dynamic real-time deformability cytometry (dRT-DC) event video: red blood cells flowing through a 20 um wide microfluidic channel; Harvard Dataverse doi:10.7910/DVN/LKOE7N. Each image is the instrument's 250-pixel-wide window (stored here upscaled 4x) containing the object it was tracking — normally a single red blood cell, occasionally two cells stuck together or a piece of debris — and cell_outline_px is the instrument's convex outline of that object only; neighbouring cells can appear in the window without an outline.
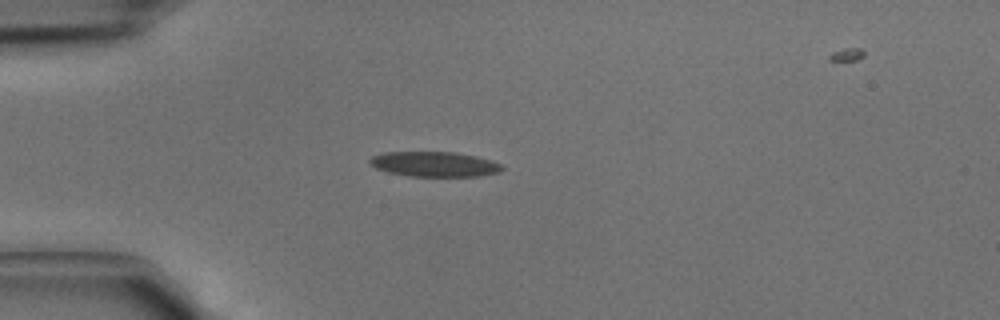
{"species": "common noctule bat (a hibernating species)", "species_latin": "Nyctalus noctula", "temperature_condition": "cold", "stored_images_in_passage": 3, "camera_frame_rate_fps": 3000, "um_per_image_px": 0.085, "animal": {"sex": "male", "body_mass_g": 15.6}, "frame": {"image": 1, "passage_image": 2, "time_ms": 0.333, "image_size_px": [1000, 320], "cell_outline_px": [[504, 168], [500, 172], [480, 176], [408, 176], [388, 172], [376, 168], [368, 164], [368, 160], [372, 156], [384, 152], [456, 152], [476, 156], [492, 160], [504, 164]], "centroid_in_image_um": [36.95, 13.95], "position_along_channel_um": 48.1, "area_um2": 19.54}}